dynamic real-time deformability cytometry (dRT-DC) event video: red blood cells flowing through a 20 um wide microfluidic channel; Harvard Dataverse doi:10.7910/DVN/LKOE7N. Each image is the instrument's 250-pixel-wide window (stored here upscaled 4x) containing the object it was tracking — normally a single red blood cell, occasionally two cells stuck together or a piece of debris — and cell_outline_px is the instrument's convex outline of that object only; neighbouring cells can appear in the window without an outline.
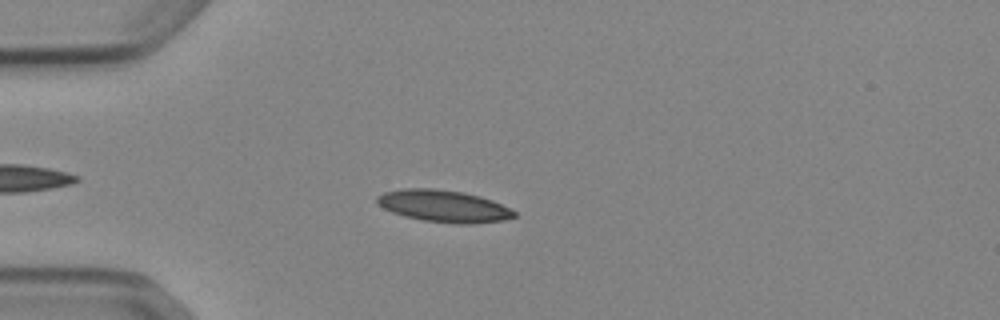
{"species": "Egyptian fruit bat (a non-hibernating species)", "species_latin": "Rousettus aegyptiacus", "temperature_condition": "cold", "stored_images_in_passage": 46, "camera_frame_rate_fps": 3000, "um_per_image_px": 0.085, "animal": {"sex": "female"}, "frame": {"image": 1, "passage_image": 8, "time_ms": 2.333, "image_size_px": [1000, 320], "cell_outline_px": [[516, 216], [504, 220], [472, 224], [456, 224], [424, 220], [404, 216], [392, 212], [384, 208], [376, 200], [376, 196], [384, 192], [404, 188], [432, 188], [464, 192], [480, 196], [492, 200], [516, 212]], "centroid_in_image_um": [37.71, 17.51], "position_along_channel_um": 47.3, "area_um2": 25.49}}
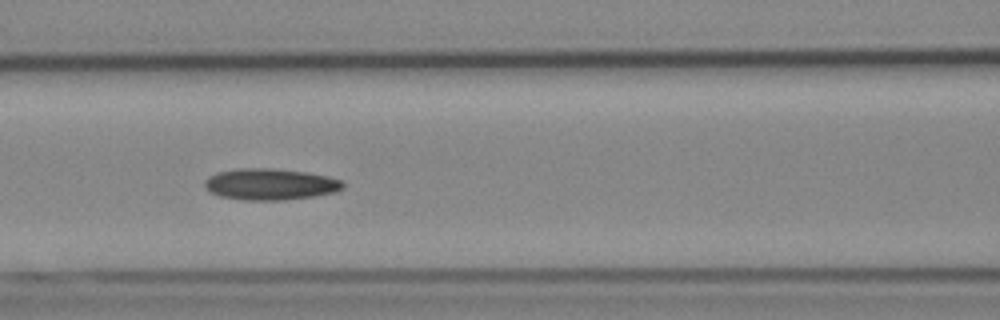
{"frame": {"image": 2, "passage_image": 17, "time_ms": 5.333, "image_size_px": [1000, 320], "cell_outline_px": [[344, 188], [336, 192], [312, 196], [284, 200], [244, 200], [220, 196], [204, 188], [204, 180], [208, 176], [216, 172], [236, 168], [272, 168], [308, 172], [328, 176], [344, 180]], "centroid_in_image_um": [22.97, 15.65], "position_along_channel_um": 143.6, "area_um2": 25.61}}
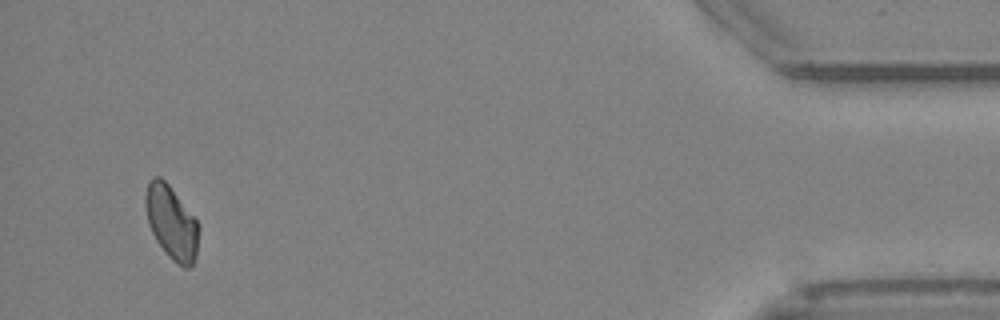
{"frame": {"image": 3, "passage_image": 44, "time_ms": 14.333, "image_size_px": [1000, 320], "cell_outline_px": [[200, 228], [196, 260], [188, 268], [184, 268], [176, 264], [164, 252], [156, 240], [148, 224], [144, 204], [144, 196], [148, 180], [152, 176], [160, 176], [168, 184], [200, 224]], "centroid_in_image_um": [14.57, 18.92], "position_along_channel_um": 420.6, "area_um2": 23.29}, "authors_computed_cell_mechanics": {"area_um2": 23.9003, "velocity_mm_per_s": 3.8744, "shape_relaxation_time_tau1_ms": 10.4367, "shape_relaxation_time_tau2_ms": null, "deformation_change_tau1": 0.1829, "deformation_change_tau2": null}}